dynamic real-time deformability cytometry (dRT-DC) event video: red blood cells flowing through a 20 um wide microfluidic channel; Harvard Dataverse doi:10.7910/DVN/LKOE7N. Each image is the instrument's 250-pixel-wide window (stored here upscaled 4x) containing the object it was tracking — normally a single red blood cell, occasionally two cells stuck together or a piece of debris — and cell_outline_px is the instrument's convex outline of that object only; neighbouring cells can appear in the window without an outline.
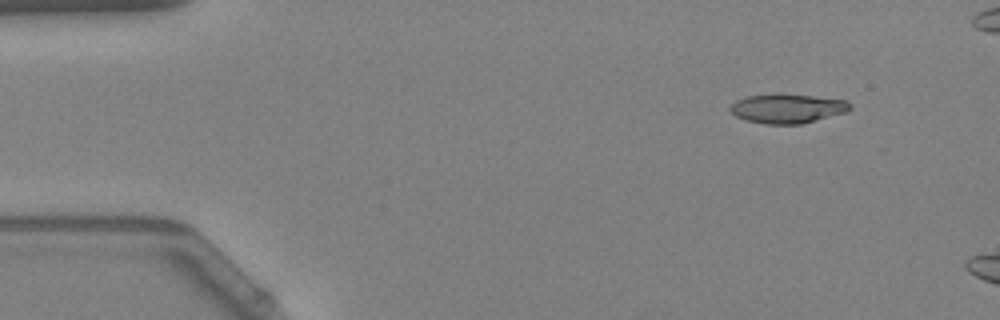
{"species": "Egyptian fruit bat (a non-hibernating species)", "species_latin": "Rousettus aegyptiacus", "temperature_condition": "warm", "stored_images_in_passage": 12, "camera_frame_rate_fps": 3000, "um_per_image_px": 0.085, "animal": {"sex": "female"}, "frame": {"image": 1, "passage_image": 6, "time_ms": 1.667, "image_size_px": [1000, 320], "cell_outline_px": [[852, 108], [848, 112], [800, 124], [764, 124], [748, 120], [736, 116], [728, 108], [736, 100], [744, 96], [776, 92], [848, 100], [852, 104]], "centroid_in_image_um": [66.94, 9.19], "position_along_channel_um": 18.1, "area_um2": 20.87}}